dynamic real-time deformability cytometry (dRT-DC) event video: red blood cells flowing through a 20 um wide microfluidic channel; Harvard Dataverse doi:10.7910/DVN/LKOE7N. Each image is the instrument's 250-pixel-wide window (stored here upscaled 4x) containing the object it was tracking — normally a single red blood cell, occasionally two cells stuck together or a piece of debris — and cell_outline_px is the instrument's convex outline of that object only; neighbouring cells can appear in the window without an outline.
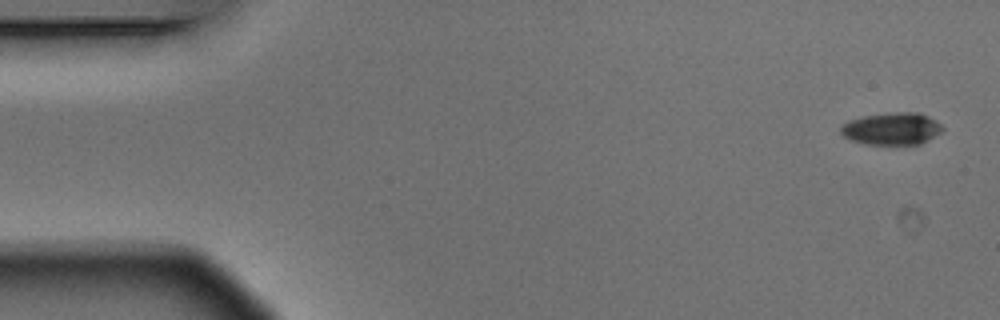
{"species": "Egyptian fruit bat (a non-hibernating species)", "species_latin": "Rousettus aegyptiacus", "temperature_condition": "warm", "stored_images_in_passage": 5, "camera_frame_rate_fps": 3000, "um_per_image_px": 0.085, "animal": {"sex": "male"}, "frame": {"image": 1, "passage_image": 1, "time_ms": 0.0, "image_size_px": [1000, 320], "cell_outline_px": [[944, 128], [940, 132], [928, 140], [920, 144], [868, 144], [852, 140], [844, 136], [840, 132], [840, 128], [848, 120], [864, 116], [896, 112], [920, 112], [936, 120]], "centroid_in_image_um": [75.82, 10.93], "position_along_channel_um": 9.2, "area_um2": 18.96}}
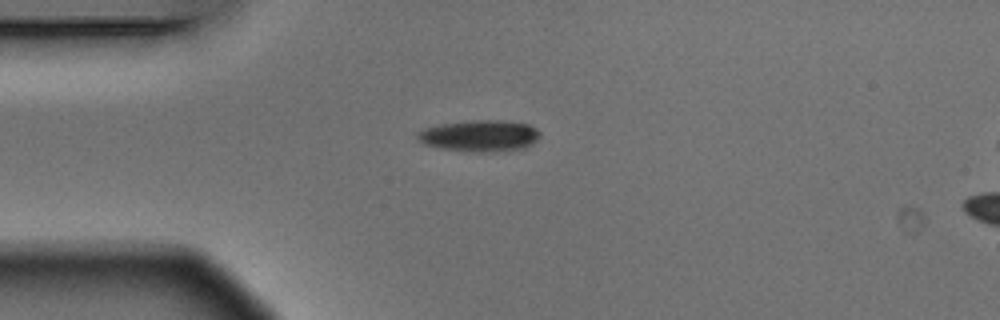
{"frame": {"image": 2, "passage_image": 4, "time_ms": 1.0, "image_size_px": [1000, 320], "cell_outline_px": [[540, 136], [532, 144], [524, 148], [492, 152], [468, 152], [440, 148], [424, 144], [416, 140], [416, 132], [424, 128], [440, 124], [472, 120], [504, 120], [528, 124], [536, 128], [540, 132]], "centroid_in_image_um": [40.75, 11.54], "position_along_channel_um": 44.3, "area_um2": 22.77}}